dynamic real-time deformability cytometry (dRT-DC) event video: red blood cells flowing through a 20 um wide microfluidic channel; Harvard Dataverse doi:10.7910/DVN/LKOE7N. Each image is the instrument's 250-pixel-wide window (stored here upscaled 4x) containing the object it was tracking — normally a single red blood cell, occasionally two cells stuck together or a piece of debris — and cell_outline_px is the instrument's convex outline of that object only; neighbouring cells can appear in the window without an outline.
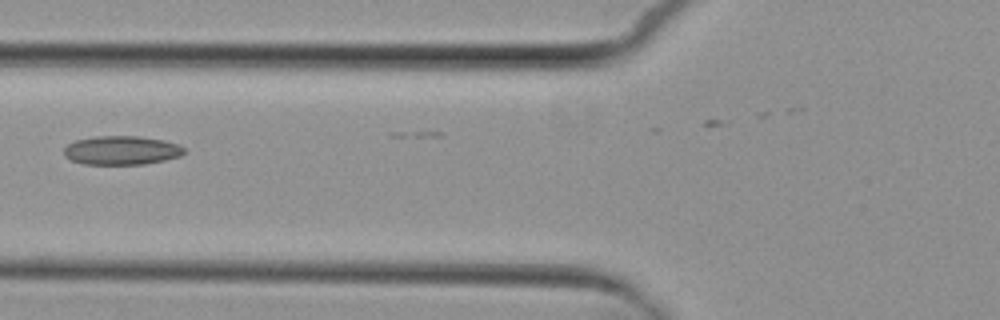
{"species": "common noctule bat (a hibernating species)", "species_latin": "Nyctalus noctula", "temperature_condition": "cold", "stored_images_in_passage": 9, "camera_frame_rate_fps": 3000, "um_per_image_px": 0.085, "animal": {"sex": "female", "body_mass_g": 29.2, "forearm_length_mm": 56.3}, "frame": {"image": 1, "passage_image": 7, "time_ms": 7.333, "image_size_px": [1000, 320], "cell_outline_px": [[184, 152], [180, 156], [164, 160], [144, 164], [84, 164], [72, 160], [64, 156], [64, 148], [68, 144], [76, 140], [96, 136], [140, 136], [164, 140], [180, 144], [184, 148]], "centroid_in_image_um": [10.34, 12.77], "position_along_channel_um": 115.5, "area_um2": 20.23}}
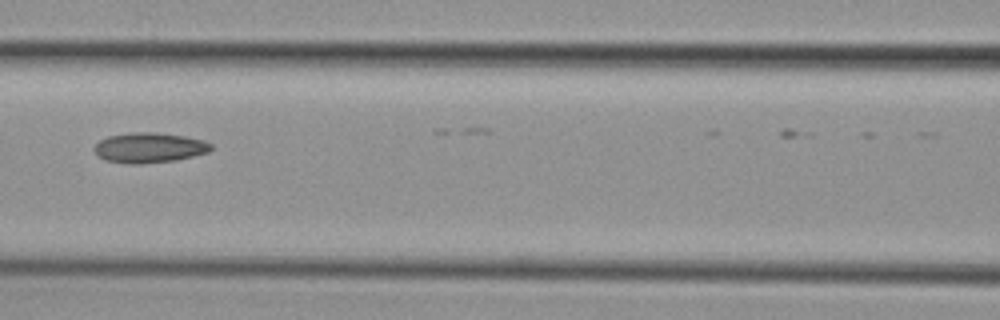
{"frame": {"image": 2, "passage_image": 8, "time_ms": 8.333, "image_size_px": [1000, 320], "cell_outline_px": [[212, 148], [208, 152], [176, 160], [140, 164], [128, 164], [104, 160], [96, 156], [92, 148], [100, 140], [108, 136], [132, 132], [156, 132], [184, 136], [204, 140], [212, 144]], "centroid_in_image_um": [12.64, 12.56], "position_along_channel_um": 154.0, "area_um2": 20.69}}